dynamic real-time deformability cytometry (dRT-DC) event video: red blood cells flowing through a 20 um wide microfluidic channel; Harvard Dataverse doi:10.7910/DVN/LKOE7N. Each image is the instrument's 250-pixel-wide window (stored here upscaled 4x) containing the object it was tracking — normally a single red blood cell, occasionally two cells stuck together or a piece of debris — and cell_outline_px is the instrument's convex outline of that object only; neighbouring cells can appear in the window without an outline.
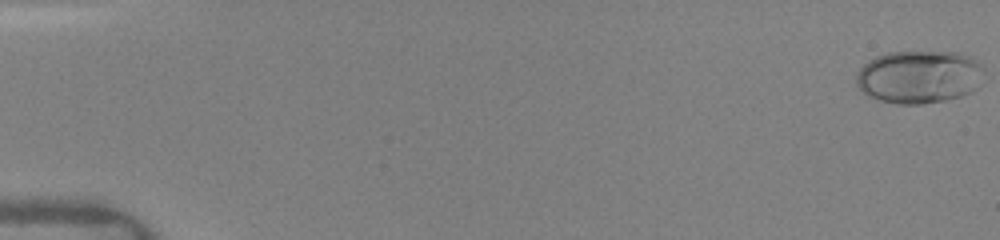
{"species": "human", "species_latin": "Homo sapiens", "temperature_condition": "warm", "stored_images_in_passage": 64, "camera_frame_rate_fps": 3000, "um_per_image_px": 0.085, "donor": {"sex": "female"}, "frame": {"image": 1, "passage_image": 1, "time_ms": 0.0, "image_size_px": [1000, 240], "cell_outline_px": [[984, 68], [976, 88], [972, 92], [960, 96], [944, 100], [924, 104], [896, 104], [880, 100], [868, 96], [856, 84], [856, 72], [868, 60], [876, 56], [888, 52], [956, 52], [968, 56], [984, 64]], "centroid_in_image_um": [78.11, 6.53], "position_along_channel_um": 6.9, "area_um2": 39.54}}
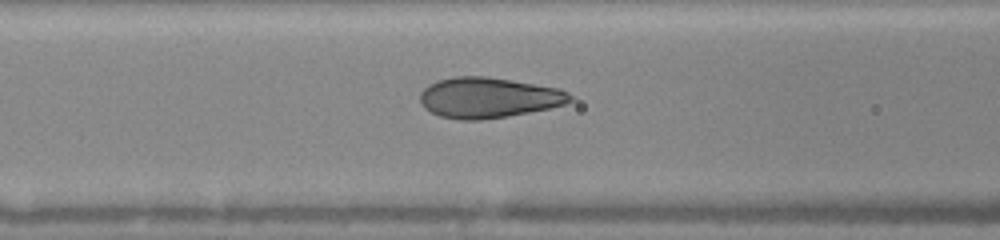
{"frame": {"image": 2, "passage_image": 29, "time_ms": 7.0, "image_size_px": [1000, 240], "cell_outline_px": [[576, 100], [564, 104], [548, 108], [508, 116], [480, 120], [460, 120], [440, 116], [424, 108], [420, 104], [420, 92], [428, 84], [436, 80], [456, 76], [488, 76], [560, 88], [568, 92]], "centroid_in_image_um": [41.51, 8.29], "position_along_channel_um": 125.1, "area_um2": 35.66}}
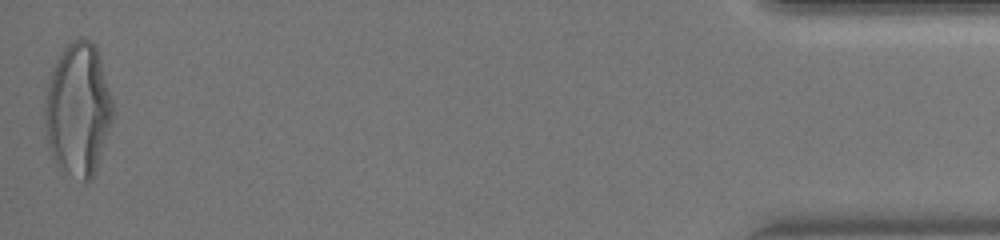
{"frame": {"image": 3, "passage_image": 64, "time_ms": 16.333, "image_size_px": [1000, 240], "cell_outline_px": [[112, 120], [96, 168], [92, 176], [88, 180], [84, 180], [68, 172], [56, 164], [52, 156], [48, 144], [44, 124], [44, 108], [48, 84], [52, 72], [60, 52], [72, 40], [92, 40], [96, 44], [112, 100]], "centroid_in_image_um": [6.62, 9.27], "position_along_channel_um": 428.6, "area_um2": 51.79}, "authors_computed_cell_mechanics": {"area_um2": 35.4892, "velocity_mm_per_s": 4.119, "shape_relaxation_time_tau1_ms": 4.414, "shape_relaxation_time_tau2_ms": null, "deformation_change_tau1": 0.1993, "deformation_change_tau2": null}}